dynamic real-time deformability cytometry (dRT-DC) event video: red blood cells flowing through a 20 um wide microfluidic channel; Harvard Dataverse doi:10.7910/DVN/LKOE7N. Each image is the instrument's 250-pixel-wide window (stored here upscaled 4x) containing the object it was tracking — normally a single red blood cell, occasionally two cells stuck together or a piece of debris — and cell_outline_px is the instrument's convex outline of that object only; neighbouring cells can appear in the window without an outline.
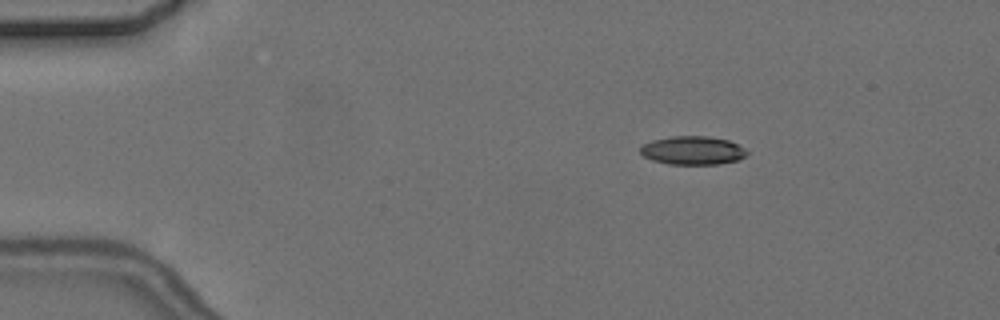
{"species": "common noctule bat (a hibernating species)", "species_latin": "Nyctalus noctula", "temperature_condition": "cold", "stored_images_in_passage": 5, "camera_frame_rate_fps": 3000, "um_per_image_px": 0.085, "animal": {"sex": "female", "body_mass_g": 24.6, "forearm_length_mm": 56.2}, "frame": {"image": 1, "passage_image": 2, "time_ms": 1.333, "image_size_px": [1000, 320], "cell_outline_px": [[748, 152], [740, 160], [716, 164], [668, 164], [652, 160], [644, 156], [640, 152], [640, 148], [644, 144], [652, 140], [672, 136], [708, 136], [728, 140], [744, 148]], "centroid_in_image_um": [58.87, 12.79], "position_along_channel_um": 26.1, "area_um2": 17.63}}